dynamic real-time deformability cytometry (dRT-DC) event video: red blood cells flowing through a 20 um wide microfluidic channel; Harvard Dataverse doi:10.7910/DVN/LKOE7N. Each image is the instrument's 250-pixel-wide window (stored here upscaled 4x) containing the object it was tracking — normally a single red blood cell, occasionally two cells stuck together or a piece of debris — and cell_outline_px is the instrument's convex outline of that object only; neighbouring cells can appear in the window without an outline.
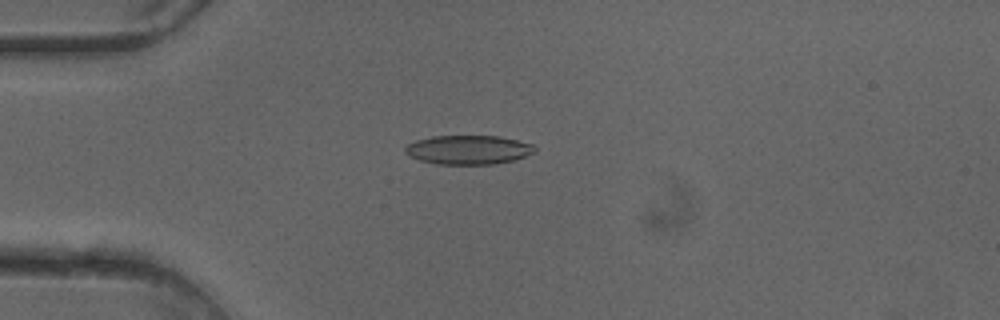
{"species": "common noctule bat (a hibernating species)", "species_latin": "Nyctalus noctula", "temperature_condition": "cold", "stored_images_in_passage": 50, "camera_frame_rate_fps": 3000, "um_per_image_px": 0.085, "animal": {"sex": "female"}, "frame": {"image": 1, "passage_image": 13, "time_ms": 4.0, "image_size_px": [1000, 320], "cell_outline_px": [[536, 152], [512, 160], [496, 164], [436, 164], [420, 160], [408, 156], [404, 152], [404, 148], [408, 144], [416, 140], [432, 136], [500, 136], [532, 144], [536, 148]], "centroid_in_image_um": [39.78, 12.73], "position_along_channel_um": 45.2, "area_um2": 21.96}}
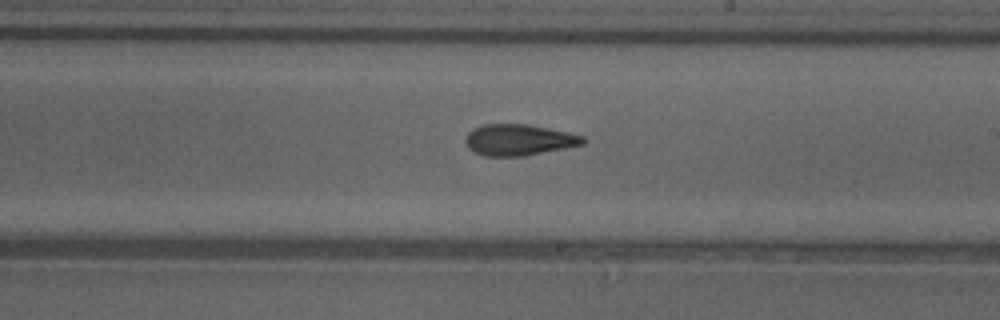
{"frame": {"image": 2, "passage_image": 29, "time_ms": 9.333, "image_size_px": [1000, 320], "cell_outline_px": [[584, 144], [524, 156], [484, 156], [468, 148], [464, 140], [468, 132], [472, 128], [484, 124], [528, 124], [568, 132], [584, 136]], "centroid_in_image_um": [44.07, 11.88], "position_along_channel_um": 244.9, "area_um2": 21.33}}
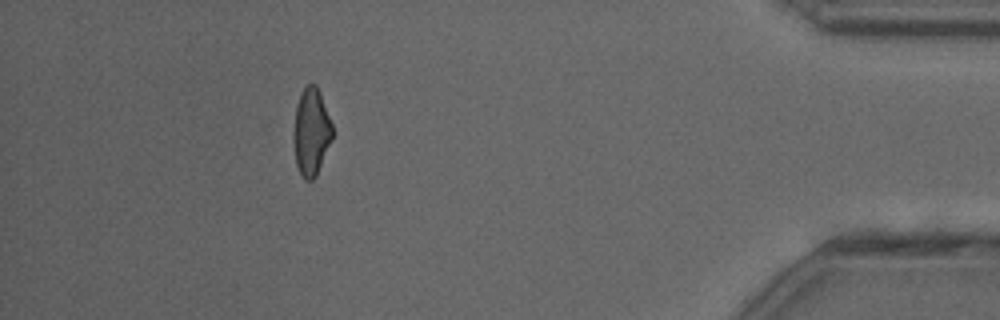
{"frame": {"image": 3, "passage_image": 45, "time_ms": 14.667, "image_size_px": [1000, 320], "cell_outline_px": [[332, 140], [316, 176], [312, 180], [304, 180], [296, 164], [292, 136], [292, 132], [296, 108], [300, 92], [308, 84], [316, 84], [320, 92], [332, 124]], "centroid_in_image_um": [26.44, 11.21], "position_along_channel_um": 408.8, "area_um2": 19.88}, "authors_computed_cell_mechanics": {"area_um2": 21.386, "velocity_mm_per_s": 4.1098, "shape_relaxation_time_tau1_ms": 8.4459, "shape_relaxation_time_tau2_ms": 2.9233, "deformation_change_tau1": 0.205, "deformation_change_tau2": 0.1088}}